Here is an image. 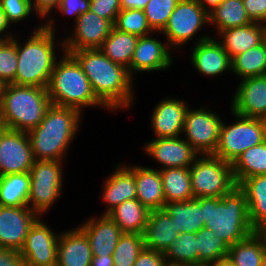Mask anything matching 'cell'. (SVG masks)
Wrapping results in <instances>:
<instances>
[{"label":"cell","mask_w":266,"mask_h":266,"mask_svg":"<svg viewBox=\"0 0 266 266\" xmlns=\"http://www.w3.org/2000/svg\"><path fill=\"white\" fill-rule=\"evenodd\" d=\"M39 216L29 206H0V248L20 250Z\"/></svg>","instance_id":"obj_15"},{"label":"cell","mask_w":266,"mask_h":266,"mask_svg":"<svg viewBox=\"0 0 266 266\" xmlns=\"http://www.w3.org/2000/svg\"><path fill=\"white\" fill-rule=\"evenodd\" d=\"M160 176L166 203L194 198L189 167L161 169Z\"/></svg>","instance_id":"obj_32"},{"label":"cell","mask_w":266,"mask_h":266,"mask_svg":"<svg viewBox=\"0 0 266 266\" xmlns=\"http://www.w3.org/2000/svg\"><path fill=\"white\" fill-rule=\"evenodd\" d=\"M188 266H213V263H203V262H199V263H195V264H190Z\"/></svg>","instance_id":"obj_57"},{"label":"cell","mask_w":266,"mask_h":266,"mask_svg":"<svg viewBox=\"0 0 266 266\" xmlns=\"http://www.w3.org/2000/svg\"><path fill=\"white\" fill-rule=\"evenodd\" d=\"M139 37L117 30L114 26L99 50L113 62L130 67Z\"/></svg>","instance_id":"obj_30"},{"label":"cell","mask_w":266,"mask_h":266,"mask_svg":"<svg viewBox=\"0 0 266 266\" xmlns=\"http://www.w3.org/2000/svg\"><path fill=\"white\" fill-rule=\"evenodd\" d=\"M213 266H235V265L228 257H225L218 260L217 262H214Z\"/></svg>","instance_id":"obj_55"},{"label":"cell","mask_w":266,"mask_h":266,"mask_svg":"<svg viewBox=\"0 0 266 266\" xmlns=\"http://www.w3.org/2000/svg\"><path fill=\"white\" fill-rule=\"evenodd\" d=\"M80 114L82 112L71 107L52 104L48 108L40 124L26 132L36 161L62 160L75 137Z\"/></svg>","instance_id":"obj_2"},{"label":"cell","mask_w":266,"mask_h":266,"mask_svg":"<svg viewBox=\"0 0 266 266\" xmlns=\"http://www.w3.org/2000/svg\"><path fill=\"white\" fill-rule=\"evenodd\" d=\"M245 10L253 22L265 24L266 0H243Z\"/></svg>","instance_id":"obj_46"},{"label":"cell","mask_w":266,"mask_h":266,"mask_svg":"<svg viewBox=\"0 0 266 266\" xmlns=\"http://www.w3.org/2000/svg\"><path fill=\"white\" fill-rule=\"evenodd\" d=\"M31 7L41 17L51 13L54 8H58L61 0H30Z\"/></svg>","instance_id":"obj_49"},{"label":"cell","mask_w":266,"mask_h":266,"mask_svg":"<svg viewBox=\"0 0 266 266\" xmlns=\"http://www.w3.org/2000/svg\"><path fill=\"white\" fill-rule=\"evenodd\" d=\"M18 55L16 38L0 40V82L12 83L17 71Z\"/></svg>","instance_id":"obj_42"},{"label":"cell","mask_w":266,"mask_h":266,"mask_svg":"<svg viewBox=\"0 0 266 266\" xmlns=\"http://www.w3.org/2000/svg\"><path fill=\"white\" fill-rule=\"evenodd\" d=\"M143 249L142 234L123 233L113 252L114 266H134L139 253Z\"/></svg>","instance_id":"obj_39"},{"label":"cell","mask_w":266,"mask_h":266,"mask_svg":"<svg viewBox=\"0 0 266 266\" xmlns=\"http://www.w3.org/2000/svg\"><path fill=\"white\" fill-rule=\"evenodd\" d=\"M254 233L260 239L263 245V249L266 253V222H263L254 229Z\"/></svg>","instance_id":"obj_53"},{"label":"cell","mask_w":266,"mask_h":266,"mask_svg":"<svg viewBox=\"0 0 266 266\" xmlns=\"http://www.w3.org/2000/svg\"><path fill=\"white\" fill-rule=\"evenodd\" d=\"M116 171L105 181L103 198L109 205L104 215L124 201L136 199V181L134 174L125 166L117 165Z\"/></svg>","instance_id":"obj_27"},{"label":"cell","mask_w":266,"mask_h":266,"mask_svg":"<svg viewBox=\"0 0 266 266\" xmlns=\"http://www.w3.org/2000/svg\"><path fill=\"white\" fill-rule=\"evenodd\" d=\"M245 194L250 224L255 229L266 222V175L252 176L237 185Z\"/></svg>","instance_id":"obj_28"},{"label":"cell","mask_w":266,"mask_h":266,"mask_svg":"<svg viewBox=\"0 0 266 266\" xmlns=\"http://www.w3.org/2000/svg\"><path fill=\"white\" fill-rule=\"evenodd\" d=\"M91 266H114L113 256H92Z\"/></svg>","instance_id":"obj_51"},{"label":"cell","mask_w":266,"mask_h":266,"mask_svg":"<svg viewBox=\"0 0 266 266\" xmlns=\"http://www.w3.org/2000/svg\"><path fill=\"white\" fill-rule=\"evenodd\" d=\"M179 0H149L144 10L148 25L153 31H162Z\"/></svg>","instance_id":"obj_41"},{"label":"cell","mask_w":266,"mask_h":266,"mask_svg":"<svg viewBox=\"0 0 266 266\" xmlns=\"http://www.w3.org/2000/svg\"><path fill=\"white\" fill-rule=\"evenodd\" d=\"M209 23H216L218 32L253 23L245 10L243 0H223L209 12Z\"/></svg>","instance_id":"obj_33"},{"label":"cell","mask_w":266,"mask_h":266,"mask_svg":"<svg viewBox=\"0 0 266 266\" xmlns=\"http://www.w3.org/2000/svg\"><path fill=\"white\" fill-rule=\"evenodd\" d=\"M150 211L137 199L127 200L107 215L123 233L143 234Z\"/></svg>","instance_id":"obj_29"},{"label":"cell","mask_w":266,"mask_h":266,"mask_svg":"<svg viewBox=\"0 0 266 266\" xmlns=\"http://www.w3.org/2000/svg\"><path fill=\"white\" fill-rule=\"evenodd\" d=\"M232 125L222 122L214 156L233 164L247 149L266 141V120L240 116Z\"/></svg>","instance_id":"obj_7"},{"label":"cell","mask_w":266,"mask_h":266,"mask_svg":"<svg viewBox=\"0 0 266 266\" xmlns=\"http://www.w3.org/2000/svg\"><path fill=\"white\" fill-rule=\"evenodd\" d=\"M54 20L41 25L23 45L17 41V71L12 84L47 88L56 64Z\"/></svg>","instance_id":"obj_4"},{"label":"cell","mask_w":266,"mask_h":266,"mask_svg":"<svg viewBox=\"0 0 266 266\" xmlns=\"http://www.w3.org/2000/svg\"><path fill=\"white\" fill-rule=\"evenodd\" d=\"M10 23L8 22L6 15L4 14L1 6H0V36L1 34L7 30V28H9ZM12 35L7 37L5 36L4 38L1 36L0 40H8V39H12L13 37H11Z\"/></svg>","instance_id":"obj_52"},{"label":"cell","mask_w":266,"mask_h":266,"mask_svg":"<svg viewBox=\"0 0 266 266\" xmlns=\"http://www.w3.org/2000/svg\"><path fill=\"white\" fill-rule=\"evenodd\" d=\"M64 56L56 62L47 86L51 103L80 112L83 107L91 105L106 107L94 94L78 61L69 53L65 52Z\"/></svg>","instance_id":"obj_6"},{"label":"cell","mask_w":266,"mask_h":266,"mask_svg":"<svg viewBox=\"0 0 266 266\" xmlns=\"http://www.w3.org/2000/svg\"><path fill=\"white\" fill-rule=\"evenodd\" d=\"M232 169L236 185L246 178L266 175V141L244 151Z\"/></svg>","instance_id":"obj_34"},{"label":"cell","mask_w":266,"mask_h":266,"mask_svg":"<svg viewBox=\"0 0 266 266\" xmlns=\"http://www.w3.org/2000/svg\"><path fill=\"white\" fill-rule=\"evenodd\" d=\"M30 186L29 172L0 176V206H28Z\"/></svg>","instance_id":"obj_31"},{"label":"cell","mask_w":266,"mask_h":266,"mask_svg":"<svg viewBox=\"0 0 266 266\" xmlns=\"http://www.w3.org/2000/svg\"><path fill=\"white\" fill-rule=\"evenodd\" d=\"M207 12L212 11L215 7H217L223 0H196ZM210 9H208L207 6Z\"/></svg>","instance_id":"obj_54"},{"label":"cell","mask_w":266,"mask_h":266,"mask_svg":"<svg viewBox=\"0 0 266 266\" xmlns=\"http://www.w3.org/2000/svg\"><path fill=\"white\" fill-rule=\"evenodd\" d=\"M24 260L18 250L0 248V266H24Z\"/></svg>","instance_id":"obj_48"},{"label":"cell","mask_w":266,"mask_h":266,"mask_svg":"<svg viewBox=\"0 0 266 266\" xmlns=\"http://www.w3.org/2000/svg\"><path fill=\"white\" fill-rule=\"evenodd\" d=\"M6 129H7V127L5 125V122L2 118V116L0 115V137L5 132Z\"/></svg>","instance_id":"obj_56"},{"label":"cell","mask_w":266,"mask_h":266,"mask_svg":"<svg viewBox=\"0 0 266 266\" xmlns=\"http://www.w3.org/2000/svg\"><path fill=\"white\" fill-rule=\"evenodd\" d=\"M168 44L150 38V35L139 37L128 71L164 70L171 66L172 56Z\"/></svg>","instance_id":"obj_21"},{"label":"cell","mask_w":266,"mask_h":266,"mask_svg":"<svg viewBox=\"0 0 266 266\" xmlns=\"http://www.w3.org/2000/svg\"><path fill=\"white\" fill-rule=\"evenodd\" d=\"M189 169L194 198H221L237 186L232 164L214 155H203Z\"/></svg>","instance_id":"obj_8"},{"label":"cell","mask_w":266,"mask_h":266,"mask_svg":"<svg viewBox=\"0 0 266 266\" xmlns=\"http://www.w3.org/2000/svg\"><path fill=\"white\" fill-rule=\"evenodd\" d=\"M228 258L235 266H266V253L255 233L229 246Z\"/></svg>","instance_id":"obj_35"},{"label":"cell","mask_w":266,"mask_h":266,"mask_svg":"<svg viewBox=\"0 0 266 266\" xmlns=\"http://www.w3.org/2000/svg\"><path fill=\"white\" fill-rule=\"evenodd\" d=\"M203 218L205 227L214 231L228 246L254 233L245 194L238 186L221 198H203Z\"/></svg>","instance_id":"obj_3"},{"label":"cell","mask_w":266,"mask_h":266,"mask_svg":"<svg viewBox=\"0 0 266 266\" xmlns=\"http://www.w3.org/2000/svg\"><path fill=\"white\" fill-rule=\"evenodd\" d=\"M187 104L181 99H165L155 106L151 117L156 138L179 137L183 132Z\"/></svg>","instance_id":"obj_20"},{"label":"cell","mask_w":266,"mask_h":266,"mask_svg":"<svg viewBox=\"0 0 266 266\" xmlns=\"http://www.w3.org/2000/svg\"><path fill=\"white\" fill-rule=\"evenodd\" d=\"M222 120L219 116L205 108L188 109L183 131L185 139L198 153L213 155L219 141Z\"/></svg>","instance_id":"obj_11"},{"label":"cell","mask_w":266,"mask_h":266,"mask_svg":"<svg viewBox=\"0 0 266 266\" xmlns=\"http://www.w3.org/2000/svg\"><path fill=\"white\" fill-rule=\"evenodd\" d=\"M241 81L232 100V113L266 120V75Z\"/></svg>","instance_id":"obj_16"},{"label":"cell","mask_w":266,"mask_h":266,"mask_svg":"<svg viewBox=\"0 0 266 266\" xmlns=\"http://www.w3.org/2000/svg\"><path fill=\"white\" fill-rule=\"evenodd\" d=\"M232 69L241 79L266 75V46L264 43L235 56Z\"/></svg>","instance_id":"obj_36"},{"label":"cell","mask_w":266,"mask_h":266,"mask_svg":"<svg viewBox=\"0 0 266 266\" xmlns=\"http://www.w3.org/2000/svg\"><path fill=\"white\" fill-rule=\"evenodd\" d=\"M2 88H3V84L0 82V100H1Z\"/></svg>","instance_id":"obj_60"},{"label":"cell","mask_w":266,"mask_h":266,"mask_svg":"<svg viewBox=\"0 0 266 266\" xmlns=\"http://www.w3.org/2000/svg\"><path fill=\"white\" fill-rule=\"evenodd\" d=\"M0 6L10 24L24 20L33 10L30 0H0Z\"/></svg>","instance_id":"obj_43"},{"label":"cell","mask_w":266,"mask_h":266,"mask_svg":"<svg viewBox=\"0 0 266 266\" xmlns=\"http://www.w3.org/2000/svg\"><path fill=\"white\" fill-rule=\"evenodd\" d=\"M80 64L96 97L107 109L128 108L133 100L132 76L128 69L113 62L99 49L70 53Z\"/></svg>","instance_id":"obj_1"},{"label":"cell","mask_w":266,"mask_h":266,"mask_svg":"<svg viewBox=\"0 0 266 266\" xmlns=\"http://www.w3.org/2000/svg\"><path fill=\"white\" fill-rule=\"evenodd\" d=\"M197 263H214L228 257L229 246L214 231L203 227L196 232Z\"/></svg>","instance_id":"obj_37"},{"label":"cell","mask_w":266,"mask_h":266,"mask_svg":"<svg viewBox=\"0 0 266 266\" xmlns=\"http://www.w3.org/2000/svg\"><path fill=\"white\" fill-rule=\"evenodd\" d=\"M253 22L245 26L229 28L219 32L220 42L232 60L235 56L263 43L265 24ZM222 35V36H221Z\"/></svg>","instance_id":"obj_25"},{"label":"cell","mask_w":266,"mask_h":266,"mask_svg":"<svg viewBox=\"0 0 266 266\" xmlns=\"http://www.w3.org/2000/svg\"><path fill=\"white\" fill-rule=\"evenodd\" d=\"M193 66L208 76H217L232 69L231 59L222 44L212 37L202 36L192 49Z\"/></svg>","instance_id":"obj_18"},{"label":"cell","mask_w":266,"mask_h":266,"mask_svg":"<svg viewBox=\"0 0 266 266\" xmlns=\"http://www.w3.org/2000/svg\"><path fill=\"white\" fill-rule=\"evenodd\" d=\"M61 161L45 160L34 161L31 167V186L28 197V206L39 216L53 205L61 195L62 189V168Z\"/></svg>","instance_id":"obj_9"},{"label":"cell","mask_w":266,"mask_h":266,"mask_svg":"<svg viewBox=\"0 0 266 266\" xmlns=\"http://www.w3.org/2000/svg\"><path fill=\"white\" fill-rule=\"evenodd\" d=\"M263 43L266 46V26H265V32H264V35H263Z\"/></svg>","instance_id":"obj_59"},{"label":"cell","mask_w":266,"mask_h":266,"mask_svg":"<svg viewBox=\"0 0 266 266\" xmlns=\"http://www.w3.org/2000/svg\"><path fill=\"white\" fill-rule=\"evenodd\" d=\"M58 8L65 15H74L76 21L81 14L90 10V0H61Z\"/></svg>","instance_id":"obj_47"},{"label":"cell","mask_w":266,"mask_h":266,"mask_svg":"<svg viewBox=\"0 0 266 266\" xmlns=\"http://www.w3.org/2000/svg\"><path fill=\"white\" fill-rule=\"evenodd\" d=\"M79 228L86 234L93 256H113L120 236V227L108 216L89 219Z\"/></svg>","instance_id":"obj_19"},{"label":"cell","mask_w":266,"mask_h":266,"mask_svg":"<svg viewBox=\"0 0 266 266\" xmlns=\"http://www.w3.org/2000/svg\"><path fill=\"white\" fill-rule=\"evenodd\" d=\"M58 238L40 217L30 227L19 250L25 266H53L57 263Z\"/></svg>","instance_id":"obj_12"},{"label":"cell","mask_w":266,"mask_h":266,"mask_svg":"<svg viewBox=\"0 0 266 266\" xmlns=\"http://www.w3.org/2000/svg\"><path fill=\"white\" fill-rule=\"evenodd\" d=\"M34 161L27 133L6 129L0 137V176L29 172Z\"/></svg>","instance_id":"obj_13"},{"label":"cell","mask_w":266,"mask_h":266,"mask_svg":"<svg viewBox=\"0 0 266 266\" xmlns=\"http://www.w3.org/2000/svg\"><path fill=\"white\" fill-rule=\"evenodd\" d=\"M74 36L62 42L64 52L84 49H99L108 37L113 24L91 10L81 14L75 21Z\"/></svg>","instance_id":"obj_14"},{"label":"cell","mask_w":266,"mask_h":266,"mask_svg":"<svg viewBox=\"0 0 266 266\" xmlns=\"http://www.w3.org/2000/svg\"><path fill=\"white\" fill-rule=\"evenodd\" d=\"M142 235L144 248L162 253L178 238L174 220L163 209L150 211Z\"/></svg>","instance_id":"obj_23"},{"label":"cell","mask_w":266,"mask_h":266,"mask_svg":"<svg viewBox=\"0 0 266 266\" xmlns=\"http://www.w3.org/2000/svg\"><path fill=\"white\" fill-rule=\"evenodd\" d=\"M90 10L114 25L122 7L120 0H90Z\"/></svg>","instance_id":"obj_44"},{"label":"cell","mask_w":266,"mask_h":266,"mask_svg":"<svg viewBox=\"0 0 266 266\" xmlns=\"http://www.w3.org/2000/svg\"><path fill=\"white\" fill-rule=\"evenodd\" d=\"M165 266H188V265L170 264V263H167Z\"/></svg>","instance_id":"obj_58"},{"label":"cell","mask_w":266,"mask_h":266,"mask_svg":"<svg viewBox=\"0 0 266 266\" xmlns=\"http://www.w3.org/2000/svg\"><path fill=\"white\" fill-rule=\"evenodd\" d=\"M127 168L134 174L136 181V199L149 211L161 210L164 207L165 196L160 170L135 166Z\"/></svg>","instance_id":"obj_24"},{"label":"cell","mask_w":266,"mask_h":266,"mask_svg":"<svg viewBox=\"0 0 266 266\" xmlns=\"http://www.w3.org/2000/svg\"><path fill=\"white\" fill-rule=\"evenodd\" d=\"M206 23H209V12L196 0H179L161 32L167 37L169 46L176 49L189 41Z\"/></svg>","instance_id":"obj_10"},{"label":"cell","mask_w":266,"mask_h":266,"mask_svg":"<svg viewBox=\"0 0 266 266\" xmlns=\"http://www.w3.org/2000/svg\"><path fill=\"white\" fill-rule=\"evenodd\" d=\"M163 210L174 220L178 234L187 232L196 233L205 227L203 198L168 202L164 204Z\"/></svg>","instance_id":"obj_26"},{"label":"cell","mask_w":266,"mask_h":266,"mask_svg":"<svg viewBox=\"0 0 266 266\" xmlns=\"http://www.w3.org/2000/svg\"><path fill=\"white\" fill-rule=\"evenodd\" d=\"M167 261L162 252L144 248L138 255L134 266H165Z\"/></svg>","instance_id":"obj_45"},{"label":"cell","mask_w":266,"mask_h":266,"mask_svg":"<svg viewBox=\"0 0 266 266\" xmlns=\"http://www.w3.org/2000/svg\"><path fill=\"white\" fill-rule=\"evenodd\" d=\"M167 263L190 265L197 263L196 233H179L178 238L163 253Z\"/></svg>","instance_id":"obj_38"},{"label":"cell","mask_w":266,"mask_h":266,"mask_svg":"<svg viewBox=\"0 0 266 266\" xmlns=\"http://www.w3.org/2000/svg\"><path fill=\"white\" fill-rule=\"evenodd\" d=\"M92 256L89 240L79 227L59 235L57 265L91 266Z\"/></svg>","instance_id":"obj_22"},{"label":"cell","mask_w":266,"mask_h":266,"mask_svg":"<svg viewBox=\"0 0 266 266\" xmlns=\"http://www.w3.org/2000/svg\"><path fill=\"white\" fill-rule=\"evenodd\" d=\"M113 26L119 31L138 37L150 35L153 31L148 25L144 10L138 9H122Z\"/></svg>","instance_id":"obj_40"},{"label":"cell","mask_w":266,"mask_h":266,"mask_svg":"<svg viewBox=\"0 0 266 266\" xmlns=\"http://www.w3.org/2000/svg\"><path fill=\"white\" fill-rule=\"evenodd\" d=\"M145 151L164 166L162 169L190 167L199 154L179 137L154 139L146 144Z\"/></svg>","instance_id":"obj_17"},{"label":"cell","mask_w":266,"mask_h":266,"mask_svg":"<svg viewBox=\"0 0 266 266\" xmlns=\"http://www.w3.org/2000/svg\"><path fill=\"white\" fill-rule=\"evenodd\" d=\"M149 0H120L122 9L143 10Z\"/></svg>","instance_id":"obj_50"},{"label":"cell","mask_w":266,"mask_h":266,"mask_svg":"<svg viewBox=\"0 0 266 266\" xmlns=\"http://www.w3.org/2000/svg\"><path fill=\"white\" fill-rule=\"evenodd\" d=\"M52 105L47 88L4 84L0 115L7 129L27 132L37 127Z\"/></svg>","instance_id":"obj_5"}]
</instances>
